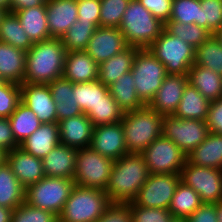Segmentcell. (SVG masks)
<instances>
[{
  "label": "cell",
  "mask_w": 222,
  "mask_h": 222,
  "mask_svg": "<svg viewBox=\"0 0 222 222\" xmlns=\"http://www.w3.org/2000/svg\"><path fill=\"white\" fill-rule=\"evenodd\" d=\"M8 120L13 136L19 145L42 125L37 115L22 101Z\"/></svg>",
  "instance_id": "d6a6232c"
},
{
  "label": "cell",
  "mask_w": 222,
  "mask_h": 222,
  "mask_svg": "<svg viewBox=\"0 0 222 222\" xmlns=\"http://www.w3.org/2000/svg\"><path fill=\"white\" fill-rule=\"evenodd\" d=\"M0 8L5 12H10V0H0Z\"/></svg>",
  "instance_id": "9f6ffc18"
},
{
  "label": "cell",
  "mask_w": 222,
  "mask_h": 222,
  "mask_svg": "<svg viewBox=\"0 0 222 222\" xmlns=\"http://www.w3.org/2000/svg\"><path fill=\"white\" fill-rule=\"evenodd\" d=\"M180 177L199 194L202 203L217 204L222 200L221 169L197 166L187 160Z\"/></svg>",
  "instance_id": "8fae6325"
},
{
  "label": "cell",
  "mask_w": 222,
  "mask_h": 222,
  "mask_svg": "<svg viewBox=\"0 0 222 222\" xmlns=\"http://www.w3.org/2000/svg\"><path fill=\"white\" fill-rule=\"evenodd\" d=\"M187 83V75L167 74L161 87L147 106L162 116L173 115Z\"/></svg>",
  "instance_id": "e0dca14e"
},
{
  "label": "cell",
  "mask_w": 222,
  "mask_h": 222,
  "mask_svg": "<svg viewBox=\"0 0 222 222\" xmlns=\"http://www.w3.org/2000/svg\"><path fill=\"white\" fill-rule=\"evenodd\" d=\"M58 124L61 144L75 149L90 146L94 125L86 114L63 119Z\"/></svg>",
  "instance_id": "ffe728a7"
},
{
  "label": "cell",
  "mask_w": 222,
  "mask_h": 222,
  "mask_svg": "<svg viewBox=\"0 0 222 222\" xmlns=\"http://www.w3.org/2000/svg\"><path fill=\"white\" fill-rule=\"evenodd\" d=\"M21 101L28 106L42 123L57 122L56 104L48 84L23 83Z\"/></svg>",
  "instance_id": "2e32d148"
},
{
  "label": "cell",
  "mask_w": 222,
  "mask_h": 222,
  "mask_svg": "<svg viewBox=\"0 0 222 222\" xmlns=\"http://www.w3.org/2000/svg\"><path fill=\"white\" fill-rule=\"evenodd\" d=\"M11 222H58V217L24 202L13 210Z\"/></svg>",
  "instance_id": "f6af8a7d"
},
{
  "label": "cell",
  "mask_w": 222,
  "mask_h": 222,
  "mask_svg": "<svg viewBox=\"0 0 222 222\" xmlns=\"http://www.w3.org/2000/svg\"><path fill=\"white\" fill-rule=\"evenodd\" d=\"M165 29L173 36L179 37L194 48L199 47L212 35L208 29L195 23L183 24L178 21H168L165 24Z\"/></svg>",
  "instance_id": "ab89813d"
},
{
  "label": "cell",
  "mask_w": 222,
  "mask_h": 222,
  "mask_svg": "<svg viewBox=\"0 0 222 222\" xmlns=\"http://www.w3.org/2000/svg\"><path fill=\"white\" fill-rule=\"evenodd\" d=\"M131 0H100V27L119 28Z\"/></svg>",
  "instance_id": "b9f144b4"
},
{
  "label": "cell",
  "mask_w": 222,
  "mask_h": 222,
  "mask_svg": "<svg viewBox=\"0 0 222 222\" xmlns=\"http://www.w3.org/2000/svg\"><path fill=\"white\" fill-rule=\"evenodd\" d=\"M140 100L148 105L167 76L165 66L146 49H138L131 69Z\"/></svg>",
  "instance_id": "ba28073f"
},
{
  "label": "cell",
  "mask_w": 222,
  "mask_h": 222,
  "mask_svg": "<svg viewBox=\"0 0 222 222\" xmlns=\"http://www.w3.org/2000/svg\"><path fill=\"white\" fill-rule=\"evenodd\" d=\"M210 101L204 97L196 87L187 83L178 108L173 114L180 119H194L206 121L208 118Z\"/></svg>",
  "instance_id": "4316f807"
},
{
  "label": "cell",
  "mask_w": 222,
  "mask_h": 222,
  "mask_svg": "<svg viewBox=\"0 0 222 222\" xmlns=\"http://www.w3.org/2000/svg\"><path fill=\"white\" fill-rule=\"evenodd\" d=\"M111 203L104 190L75 185L58 222H96Z\"/></svg>",
  "instance_id": "5b68a950"
},
{
  "label": "cell",
  "mask_w": 222,
  "mask_h": 222,
  "mask_svg": "<svg viewBox=\"0 0 222 222\" xmlns=\"http://www.w3.org/2000/svg\"><path fill=\"white\" fill-rule=\"evenodd\" d=\"M13 209L0 206V222H11Z\"/></svg>",
  "instance_id": "11a10c76"
},
{
  "label": "cell",
  "mask_w": 222,
  "mask_h": 222,
  "mask_svg": "<svg viewBox=\"0 0 222 222\" xmlns=\"http://www.w3.org/2000/svg\"><path fill=\"white\" fill-rule=\"evenodd\" d=\"M197 166L222 170V134L209 132L206 139L187 155Z\"/></svg>",
  "instance_id": "484cf974"
},
{
  "label": "cell",
  "mask_w": 222,
  "mask_h": 222,
  "mask_svg": "<svg viewBox=\"0 0 222 222\" xmlns=\"http://www.w3.org/2000/svg\"><path fill=\"white\" fill-rule=\"evenodd\" d=\"M169 21H178L183 24L195 23L201 26L200 0H172Z\"/></svg>",
  "instance_id": "60d3db41"
},
{
  "label": "cell",
  "mask_w": 222,
  "mask_h": 222,
  "mask_svg": "<svg viewBox=\"0 0 222 222\" xmlns=\"http://www.w3.org/2000/svg\"><path fill=\"white\" fill-rule=\"evenodd\" d=\"M217 219L218 222H222V200L217 203Z\"/></svg>",
  "instance_id": "6f0895ef"
},
{
  "label": "cell",
  "mask_w": 222,
  "mask_h": 222,
  "mask_svg": "<svg viewBox=\"0 0 222 222\" xmlns=\"http://www.w3.org/2000/svg\"><path fill=\"white\" fill-rule=\"evenodd\" d=\"M90 147L114 161L128 154L121 121L94 126Z\"/></svg>",
  "instance_id": "9a60e30c"
},
{
  "label": "cell",
  "mask_w": 222,
  "mask_h": 222,
  "mask_svg": "<svg viewBox=\"0 0 222 222\" xmlns=\"http://www.w3.org/2000/svg\"><path fill=\"white\" fill-rule=\"evenodd\" d=\"M206 122L209 132L222 134V97L210 102Z\"/></svg>",
  "instance_id": "f907efd6"
},
{
  "label": "cell",
  "mask_w": 222,
  "mask_h": 222,
  "mask_svg": "<svg viewBox=\"0 0 222 222\" xmlns=\"http://www.w3.org/2000/svg\"><path fill=\"white\" fill-rule=\"evenodd\" d=\"M149 170L141 154L128 153L114 161L105 189L114 203L132 202L149 177Z\"/></svg>",
  "instance_id": "7a4b0ae2"
},
{
  "label": "cell",
  "mask_w": 222,
  "mask_h": 222,
  "mask_svg": "<svg viewBox=\"0 0 222 222\" xmlns=\"http://www.w3.org/2000/svg\"><path fill=\"white\" fill-rule=\"evenodd\" d=\"M59 143V124L57 122L42 123L37 130L20 144V148L26 153L42 159Z\"/></svg>",
  "instance_id": "603a6c76"
},
{
  "label": "cell",
  "mask_w": 222,
  "mask_h": 222,
  "mask_svg": "<svg viewBox=\"0 0 222 222\" xmlns=\"http://www.w3.org/2000/svg\"><path fill=\"white\" fill-rule=\"evenodd\" d=\"M79 22H93L100 27V0H77Z\"/></svg>",
  "instance_id": "7dc6e473"
},
{
  "label": "cell",
  "mask_w": 222,
  "mask_h": 222,
  "mask_svg": "<svg viewBox=\"0 0 222 222\" xmlns=\"http://www.w3.org/2000/svg\"><path fill=\"white\" fill-rule=\"evenodd\" d=\"M128 47L129 45L119 28L97 27L85 51L100 65Z\"/></svg>",
  "instance_id": "5bb4252c"
},
{
  "label": "cell",
  "mask_w": 222,
  "mask_h": 222,
  "mask_svg": "<svg viewBox=\"0 0 222 222\" xmlns=\"http://www.w3.org/2000/svg\"><path fill=\"white\" fill-rule=\"evenodd\" d=\"M26 52L0 41V77L7 82L23 84Z\"/></svg>",
  "instance_id": "cb8c5ba5"
},
{
  "label": "cell",
  "mask_w": 222,
  "mask_h": 222,
  "mask_svg": "<svg viewBox=\"0 0 222 222\" xmlns=\"http://www.w3.org/2000/svg\"><path fill=\"white\" fill-rule=\"evenodd\" d=\"M78 149L59 143L42 158L45 176L74 179Z\"/></svg>",
  "instance_id": "44dd1931"
},
{
  "label": "cell",
  "mask_w": 222,
  "mask_h": 222,
  "mask_svg": "<svg viewBox=\"0 0 222 222\" xmlns=\"http://www.w3.org/2000/svg\"><path fill=\"white\" fill-rule=\"evenodd\" d=\"M165 24L155 18L138 0L127 6L119 30L129 46L148 48L161 34Z\"/></svg>",
  "instance_id": "277c9868"
},
{
  "label": "cell",
  "mask_w": 222,
  "mask_h": 222,
  "mask_svg": "<svg viewBox=\"0 0 222 222\" xmlns=\"http://www.w3.org/2000/svg\"><path fill=\"white\" fill-rule=\"evenodd\" d=\"M214 35L220 40L222 45V27Z\"/></svg>",
  "instance_id": "91938a15"
},
{
  "label": "cell",
  "mask_w": 222,
  "mask_h": 222,
  "mask_svg": "<svg viewBox=\"0 0 222 222\" xmlns=\"http://www.w3.org/2000/svg\"><path fill=\"white\" fill-rule=\"evenodd\" d=\"M99 65L86 51L67 52L63 77L72 83H82L98 79Z\"/></svg>",
  "instance_id": "7402d4cb"
},
{
  "label": "cell",
  "mask_w": 222,
  "mask_h": 222,
  "mask_svg": "<svg viewBox=\"0 0 222 222\" xmlns=\"http://www.w3.org/2000/svg\"><path fill=\"white\" fill-rule=\"evenodd\" d=\"M46 16L50 36L61 38L78 20L76 0H47Z\"/></svg>",
  "instance_id": "d6986e66"
},
{
  "label": "cell",
  "mask_w": 222,
  "mask_h": 222,
  "mask_svg": "<svg viewBox=\"0 0 222 222\" xmlns=\"http://www.w3.org/2000/svg\"><path fill=\"white\" fill-rule=\"evenodd\" d=\"M124 112L108 92L102 100L86 114L94 126L117 123L122 120Z\"/></svg>",
  "instance_id": "f35d334b"
},
{
  "label": "cell",
  "mask_w": 222,
  "mask_h": 222,
  "mask_svg": "<svg viewBox=\"0 0 222 222\" xmlns=\"http://www.w3.org/2000/svg\"><path fill=\"white\" fill-rule=\"evenodd\" d=\"M26 188L18 181L5 161L0 166V206L16 209L25 202Z\"/></svg>",
  "instance_id": "4dcf8cb0"
},
{
  "label": "cell",
  "mask_w": 222,
  "mask_h": 222,
  "mask_svg": "<svg viewBox=\"0 0 222 222\" xmlns=\"http://www.w3.org/2000/svg\"><path fill=\"white\" fill-rule=\"evenodd\" d=\"M97 26L93 22H79L77 20L60 38L65 50L84 51Z\"/></svg>",
  "instance_id": "74e56055"
},
{
  "label": "cell",
  "mask_w": 222,
  "mask_h": 222,
  "mask_svg": "<svg viewBox=\"0 0 222 222\" xmlns=\"http://www.w3.org/2000/svg\"><path fill=\"white\" fill-rule=\"evenodd\" d=\"M4 80L0 77V84L3 82Z\"/></svg>",
  "instance_id": "be15d7a7"
},
{
  "label": "cell",
  "mask_w": 222,
  "mask_h": 222,
  "mask_svg": "<svg viewBox=\"0 0 222 222\" xmlns=\"http://www.w3.org/2000/svg\"><path fill=\"white\" fill-rule=\"evenodd\" d=\"M180 181V174L150 173L132 202L140 207L169 209Z\"/></svg>",
  "instance_id": "4fadbf2b"
},
{
  "label": "cell",
  "mask_w": 222,
  "mask_h": 222,
  "mask_svg": "<svg viewBox=\"0 0 222 222\" xmlns=\"http://www.w3.org/2000/svg\"><path fill=\"white\" fill-rule=\"evenodd\" d=\"M109 92V87L98 79L82 83H73V94L83 114H87Z\"/></svg>",
  "instance_id": "d590c367"
},
{
  "label": "cell",
  "mask_w": 222,
  "mask_h": 222,
  "mask_svg": "<svg viewBox=\"0 0 222 222\" xmlns=\"http://www.w3.org/2000/svg\"><path fill=\"white\" fill-rule=\"evenodd\" d=\"M66 53L60 38L34 42L26 52L23 83L48 84L62 77Z\"/></svg>",
  "instance_id": "6da1fadb"
},
{
  "label": "cell",
  "mask_w": 222,
  "mask_h": 222,
  "mask_svg": "<svg viewBox=\"0 0 222 222\" xmlns=\"http://www.w3.org/2000/svg\"><path fill=\"white\" fill-rule=\"evenodd\" d=\"M151 14L166 24L171 15L172 0H138Z\"/></svg>",
  "instance_id": "681fc988"
},
{
  "label": "cell",
  "mask_w": 222,
  "mask_h": 222,
  "mask_svg": "<svg viewBox=\"0 0 222 222\" xmlns=\"http://www.w3.org/2000/svg\"><path fill=\"white\" fill-rule=\"evenodd\" d=\"M188 222H218L217 204L203 203L187 218Z\"/></svg>",
  "instance_id": "f5cc1de1"
},
{
  "label": "cell",
  "mask_w": 222,
  "mask_h": 222,
  "mask_svg": "<svg viewBox=\"0 0 222 222\" xmlns=\"http://www.w3.org/2000/svg\"><path fill=\"white\" fill-rule=\"evenodd\" d=\"M163 118L147 105L125 112L121 123L128 153L141 154L155 139L161 137Z\"/></svg>",
  "instance_id": "3957f363"
},
{
  "label": "cell",
  "mask_w": 222,
  "mask_h": 222,
  "mask_svg": "<svg viewBox=\"0 0 222 222\" xmlns=\"http://www.w3.org/2000/svg\"><path fill=\"white\" fill-rule=\"evenodd\" d=\"M138 49L137 47L129 46L127 49L101 63L98 67V80L109 86L120 76L131 71Z\"/></svg>",
  "instance_id": "f1b7e54d"
},
{
  "label": "cell",
  "mask_w": 222,
  "mask_h": 222,
  "mask_svg": "<svg viewBox=\"0 0 222 222\" xmlns=\"http://www.w3.org/2000/svg\"><path fill=\"white\" fill-rule=\"evenodd\" d=\"M52 98L56 104L57 123L63 119L81 115L75 94L73 83L63 76L48 83Z\"/></svg>",
  "instance_id": "d4e9b609"
},
{
  "label": "cell",
  "mask_w": 222,
  "mask_h": 222,
  "mask_svg": "<svg viewBox=\"0 0 222 222\" xmlns=\"http://www.w3.org/2000/svg\"><path fill=\"white\" fill-rule=\"evenodd\" d=\"M188 83L210 102L222 97V75L209 68L193 64L188 71Z\"/></svg>",
  "instance_id": "83f0119b"
},
{
  "label": "cell",
  "mask_w": 222,
  "mask_h": 222,
  "mask_svg": "<svg viewBox=\"0 0 222 222\" xmlns=\"http://www.w3.org/2000/svg\"><path fill=\"white\" fill-rule=\"evenodd\" d=\"M6 161V153L0 149V166Z\"/></svg>",
  "instance_id": "680465c9"
},
{
  "label": "cell",
  "mask_w": 222,
  "mask_h": 222,
  "mask_svg": "<svg viewBox=\"0 0 222 222\" xmlns=\"http://www.w3.org/2000/svg\"><path fill=\"white\" fill-rule=\"evenodd\" d=\"M20 101V85L3 81L0 84V118H9Z\"/></svg>",
  "instance_id": "ee69618b"
},
{
  "label": "cell",
  "mask_w": 222,
  "mask_h": 222,
  "mask_svg": "<svg viewBox=\"0 0 222 222\" xmlns=\"http://www.w3.org/2000/svg\"><path fill=\"white\" fill-rule=\"evenodd\" d=\"M148 49L165 66L167 74L187 75L195 61L196 48L165 28Z\"/></svg>",
  "instance_id": "8992f818"
},
{
  "label": "cell",
  "mask_w": 222,
  "mask_h": 222,
  "mask_svg": "<svg viewBox=\"0 0 222 222\" xmlns=\"http://www.w3.org/2000/svg\"><path fill=\"white\" fill-rule=\"evenodd\" d=\"M5 13H6V12L3 11V10L0 8V20H1L2 16H3Z\"/></svg>",
  "instance_id": "6125c7cd"
},
{
  "label": "cell",
  "mask_w": 222,
  "mask_h": 222,
  "mask_svg": "<svg viewBox=\"0 0 222 222\" xmlns=\"http://www.w3.org/2000/svg\"><path fill=\"white\" fill-rule=\"evenodd\" d=\"M201 27L212 35L222 27V0H200Z\"/></svg>",
  "instance_id": "7bdbcfd3"
},
{
  "label": "cell",
  "mask_w": 222,
  "mask_h": 222,
  "mask_svg": "<svg viewBox=\"0 0 222 222\" xmlns=\"http://www.w3.org/2000/svg\"><path fill=\"white\" fill-rule=\"evenodd\" d=\"M199 194L182 181L176 187L169 211L174 218L187 219L202 205Z\"/></svg>",
  "instance_id": "e575fe53"
},
{
  "label": "cell",
  "mask_w": 222,
  "mask_h": 222,
  "mask_svg": "<svg viewBox=\"0 0 222 222\" xmlns=\"http://www.w3.org/2000/svg\"><path fill=\"white\" fill-rule=\"evenodd\" d=\"M108 87L111 96L115 99L119 108L124 113L138 110L146 106L137 95L131 71L120 76Z\"/></svg>",
  "instance_id": "1f68e13d"
},
{
  "label": "cell",
  "mask_w": 222,
  "mask_h": 222,
  "mask_svg": "<svg viewBox=\"0 0 222 222\" xmlns=\"http://www.w3.org/2000/svg\"><path fill=\"white\" fill-rule=\"evenodd\" d=\"M208 133L206 121L180 119L174 115L163 118L162 135L173 141L187 155L206 139Z\"/></svg>",
  "instance_id": "7c38bea8"
},
{
  "label": "cell",
  "mask_w": 222,
  "mask_h": 222,
  "mask_svg": "<svg viewBox=\"0 0 222 222\" xmlns=\"http://www.w3.org/2000/svg\"><path fill=\"white\" fill-rule=\"evenodd\" d=\"M113 164L114 160L99 154L90 146L78 149L73 179L75 185L105 191Z\"/></svg>",
  "instance_id": "9c48e42d"
},
{
  "label": "cell",
  "mask_w": 222,
  "mask_h": 222,
  "mask_svg": "<svg viewBox=\"0 0 222 222\" xmlns=\"http://www.w3.org/2000/svg\"><path fill=\"white\" fill-rule=\"evenodd\" d=\"M96 222H132L129 203L112 202Z\"/></svg>",
  "instance_id": "c3c4849f"
},
{
  "label": "cell",
  "mask_w": 222,
  "mask_h": 222,
  "mask_svg": "<svg viewBox=\"0 0 222 222\" xmlns=\"http://www.w3.org/2000/svg\"><path fill=\"white\" fill-rule=\"evenodd\" d=\"M6 162L25 188L45 177L42 159L26 153L20 147L6 153Z\"/></svg>",
  "instance_id": "ac0fdd59"
},
{
  "label": "cell",
  "mask_w": 222,
  "mask_h": 222,
  "mask_svg": "<svg viewBox=\"0 0 222 222\" xmlns=\"http://www.w3.org/2000/svg\"><path fill=\"white\" fill-rule=\"evenodd\" d=\"M15 14L33 43L52 38L48 29L46 5L18 10Z\"/></svg>",
  "instance_id": "f546056e"
},
{
  "label": "cell",
  "mask_w": 222,
  "mask_h": 222,
  "mask_svg": "<svg viewBox=\"0 0 222 222\" xmlns=\"http://www.w3.org/2000/svg\"><path fill=\"white\" fill-rule=\"evenodd\" d=\"M47 0H10V12L15 13L18 10L46 5Z\"/></svg>",
  "instance_id": "db71d44e"
},
{
  "label": "cell",
  "mask_w": 222,
  "mask_h": 222,
  "mask_svg": "<svg viewBox=\"0 0 222 222\" xmlns=\"http://www.w3.org/2000/svg\"><path fill=\"white\" fill-rule=\"evenodd\" d=\"M194 64L222 75V45L214 34L196 48Z\"/></svg>",
  "instance_id": "8d00e7d4"
},
{
  "label": "cell",
  "mask_w": 222,
  "mask_h": 222,
  "mask_svg": "<svg viewBox=\"0 0 222 222\" xmlns=\"http://www.w3.org/2000/svg\"><path fill=\"white\" fill-rule=\"evenodd\" d=\"M172 222H188L187 219L174 218Z\"/></svg>",
  "instance_id": "94428289"
},
{
  "label": "cell",
  "mask_w": 222,
  "mask_h": 222,
  "mask_svg": "<svg viewBox=\"0 0 222 222\" xmlns=\"http://www.w3.org/2000/svg\"><path fill=\"white\" fill-rule=\"evenodd\" d=\"M18 147L8 118H0V149L7 153Z\"/></svg>",
  "instance_id": "816d5d0a"
},
{
  "label": "cell",
  "mask_w": 222,
  "mask_h": 222,
  "mask_svg": "<svg viewBox=\"0 0 222 222\" xmlns=\"http://www.w3.org/2000/svg\"><path fill=\"white\" fill-rule=\"evenodd\" d=\"M74 186L73 179L45 176L26 188L25 202L58 217Z\"/></svg>",
  "instance_id": "52a82bcc"
},
{
  "label": "cell",
  "mask_w": 222,
  "mask_h": 222,
  "mask_svg": "<svg viewBox=\"0 0 222 222\" xmlns=\"http://www.w3.org/2000/svg\"><path fill=\"white\" fill-rule=\"evenodd\" d=\"M0 41L27 52L33 42L24 31L15 13L6 12L0 20Z\"/></svg>",
  "instance_id": "836d02e7"
},
{
  "label": "cell",
  "mask_w": 222,
  "mask_h": 222,
  "mask_svg": "<svg viewBox=\"0 0 222 222\" xmlns=\"http://www.w3.org/2000/svg\"><path fill=\"white\" fill-rule=\"evenodd\" d=\"M132 222H172L174 216L168 209L146 208L129 203Z\"/></svg>",
  "instance_id": "bcb514c9"
},
{
  "label": "cell",
  "mask_w": 222,
  "mask_h": 222,
  "mask_svg": "<svg viewBox=\"0 0 222 222\" xmlns=\"http://www.w3.org/2000/svg\"><path fill=\"white\" fill-rule=\"evenodd\" d=\"M141 155L151 174H180L187 161V154L163 135L155 139Z\"/></svg>",
  "instance_id": "30bf717a"
}]
</instances>
